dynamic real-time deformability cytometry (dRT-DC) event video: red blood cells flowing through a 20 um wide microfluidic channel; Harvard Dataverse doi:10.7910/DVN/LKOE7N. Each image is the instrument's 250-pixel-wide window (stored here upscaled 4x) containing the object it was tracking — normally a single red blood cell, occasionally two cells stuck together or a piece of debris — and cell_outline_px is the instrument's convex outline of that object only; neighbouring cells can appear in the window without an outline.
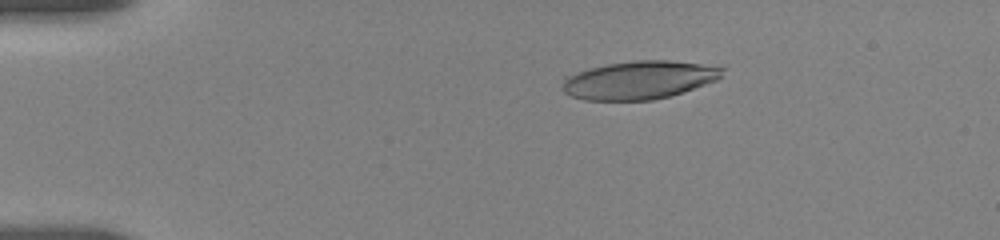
{"species": "human", "species_latin": "Homo sapiens", "temperature_condition": "room temperature", "stored_images_in_passage": 25, "camera_frame_rate_fps": 3000, "um_per_image_px": 0.085, "donor": {"sex": "female"}, "frame": {"image": 1, "passage_image": 9, "time_ms": 1.333, "image_size_px": [1000, 240], "cell_outline_px": [[724, 68], [720, 76], [716, 80], [668, 96], [652, 100], [584, 100], [572, 96], [564, 92], [564, 76], [592, 68], [608, 64], [640, 60], [668, 60], [700, 64]], "centroid_in_image_um": [54.29, 6.8], "position_along_channel_um": 30.7, "area_um2": 34.8}}